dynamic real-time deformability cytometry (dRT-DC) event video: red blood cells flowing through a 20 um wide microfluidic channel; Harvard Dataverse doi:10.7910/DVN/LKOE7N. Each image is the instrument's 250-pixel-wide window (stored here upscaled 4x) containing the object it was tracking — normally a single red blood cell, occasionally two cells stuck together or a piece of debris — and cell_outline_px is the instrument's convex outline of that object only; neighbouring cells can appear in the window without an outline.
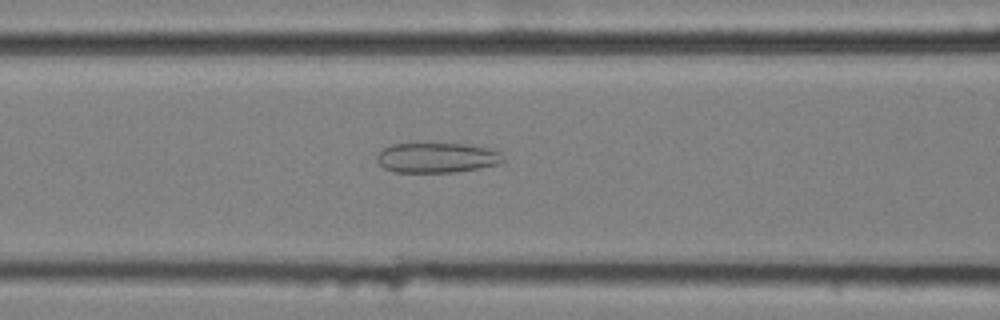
{"species": "common noctule bat (a hibernating species)", "species_latin": "Nyctalus noctula", "temperature_condition": "cold", "stored_images_in_passage": 48, "camera_frame_rate_fps": 3000, "um_per_image_px": 0.085, "animal": {"sex": "female", "body_mass_g": 25.1}, "frame": {"image": 1, "passage_image": 15, "time_ms": 4.667, "image_size_px": [1000, 320], "cell_outline_px": [[504, 160], [500, 164], [456, 172], [396, 172], [384, 168], [376, 160], [376, 156], [384, 148], [392, 144], [416, 140], [468, 144], [492, 148], [500, 152]], "centroid_in_image_um": [37.12, 13.34], "position_along_channel_um": 129.5, "area_um2": 23.18}}
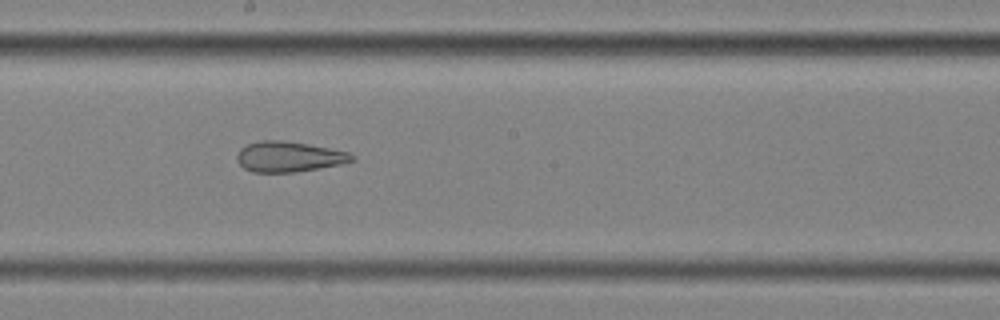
{"frame": {"image": 2, "passage_image": 23, "time_ms": 7.333, "image_size_px": [1000, 320], "cell_outline_px": [[356, 160], [340, 164], [296, 172], [252, 172], [244, 168], [236, 160], [236, 156], [240, 148], [248, 144], [260, 140], [284, 140], [308, 144], [348, 152], [356, 156]], "centroid_in_image_um": [24.54, 13.31], "position_along_channel_um": 223.7, "area_um2": 20.4}}
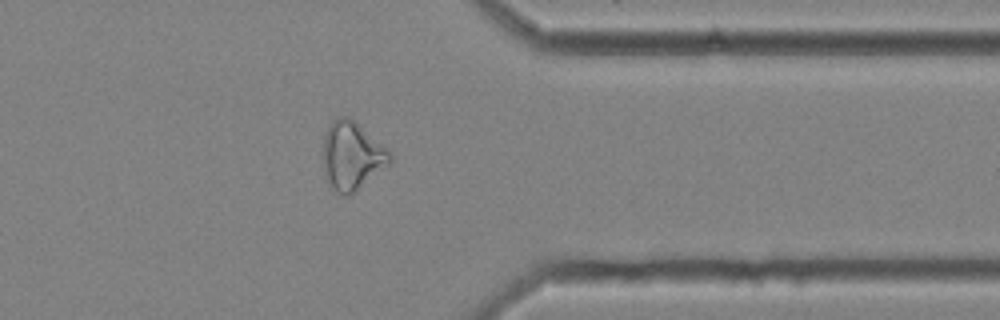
{"frame": {"image": 3, "passage_image": 37, "time_ms": 12.0, "image_size_px": [1000, 320], "cell_outline_px": [[392, 160], [388, 164], [348, 196], [344, 196], [328, 188], [324, 164], [324, 136], [332, 120], [340, 116], [348, 116], [384, 148], [392, 156]], "centroid_in_image_um": [29.85, 13.27], "position_along_channel_um": 381.6, "area_um2": 25.61}, "authors_computed_cell_mechanics": {"area_um2": 25.6921, "velocity_mm_per_s": 3.5406, "shape_relaxation_time_tau1_ms": null, "shape_relaxation_time_tau2_ms": 3.072, "deformation_change_tau1": null, "deformation_change_tau2": 0.138}}